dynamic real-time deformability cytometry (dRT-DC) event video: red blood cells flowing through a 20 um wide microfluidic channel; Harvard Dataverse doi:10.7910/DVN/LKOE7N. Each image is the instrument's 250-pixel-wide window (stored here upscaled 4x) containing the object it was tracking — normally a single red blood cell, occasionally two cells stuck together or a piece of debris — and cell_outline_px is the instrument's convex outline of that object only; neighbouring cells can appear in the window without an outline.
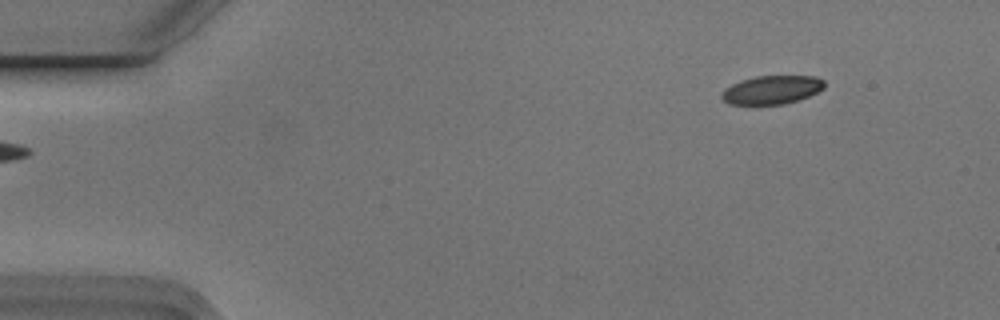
{"species": "Egyptian fruit bat (a non-hibernating species)", "species_latin": "Rousettus aegyptiacus", "temperature_condition": "cold", "stored_images_in_passage": 4, "camera_frame_rate_fps": 3000, "um_per_image_px": 0.085, "animal": {"sex": "male"}, "frame": {"image": 1, "passage_image": 1, "time_ms": 0.0, "image_size_px": [1000, 320], "cell_outline_px": [[824, 88], [808, 96], [784, 104], [728, 104], [720, 96], [724, 88], [740, 80], [756, 76], [816, 76], [824, 80]], "centroid_in_image_um": [65.58, 7.62], "position_along_channel_um": 19.4, "area_um2": 16.99}}
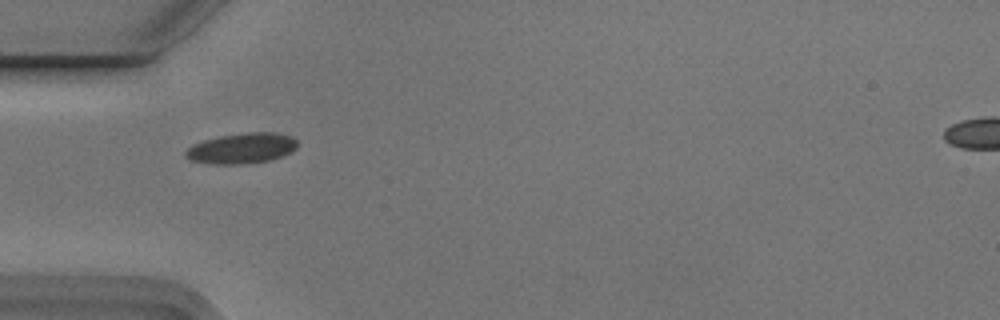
{"frame": {"image": 2, "passage_image": 4, "time_ms": 1.0, "image_size_px": [1000, 320], "cell_outline_px": [[296, 148], [292, 152], [268, 160], [240, 164], [212, 164], [192, 160], [184, 156], [184, 152], [192, 144], [204, 140], [220, 136], [248, 132], [276, 132], [292, 136], [296, 140]], "centroid_in_image_um": [20.54, 12.59], "position_along_channel_um": 64.5, "area_um2": 19.77}}